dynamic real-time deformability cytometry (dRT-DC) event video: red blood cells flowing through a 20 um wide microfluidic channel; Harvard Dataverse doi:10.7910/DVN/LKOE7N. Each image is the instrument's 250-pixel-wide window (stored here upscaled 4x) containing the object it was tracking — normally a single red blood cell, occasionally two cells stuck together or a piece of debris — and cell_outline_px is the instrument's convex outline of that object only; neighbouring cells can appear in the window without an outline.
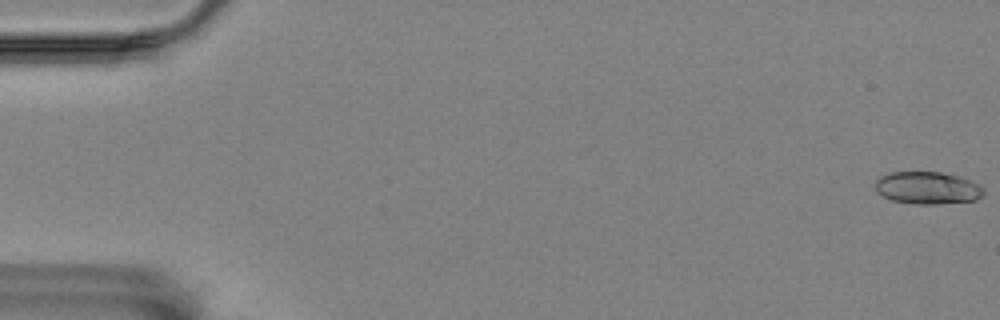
{"species": "Egyptian fruit bat (a non-hibernating species)", "species_latin": "Rousettus aegyptiacus", "temperature_condition": "room temperature", "stored_images_in_passage": 4, "camera_frame_rate_fps": 3000, "um_per_image_px": 0.085, "animal": {"sex": "female"}, "frame": {"image": 1, "passage_image": 1, "time_ms": 0.0, "image_size_px": [1000, 320], "cell_outline_px": [[984, 192], [976, 200], [936, 204], [916, 204], [892, 200], [880, 196], [876, 192], [876, 180], [880, 176], [888, 172], [940, 172], [960, 176], [972, 180], [980, 184], [984, 188]], "centroid_in_image_um": [78.83, 15.96], "position_along_channel_um": 6.2, "area_um2": 20.69}}